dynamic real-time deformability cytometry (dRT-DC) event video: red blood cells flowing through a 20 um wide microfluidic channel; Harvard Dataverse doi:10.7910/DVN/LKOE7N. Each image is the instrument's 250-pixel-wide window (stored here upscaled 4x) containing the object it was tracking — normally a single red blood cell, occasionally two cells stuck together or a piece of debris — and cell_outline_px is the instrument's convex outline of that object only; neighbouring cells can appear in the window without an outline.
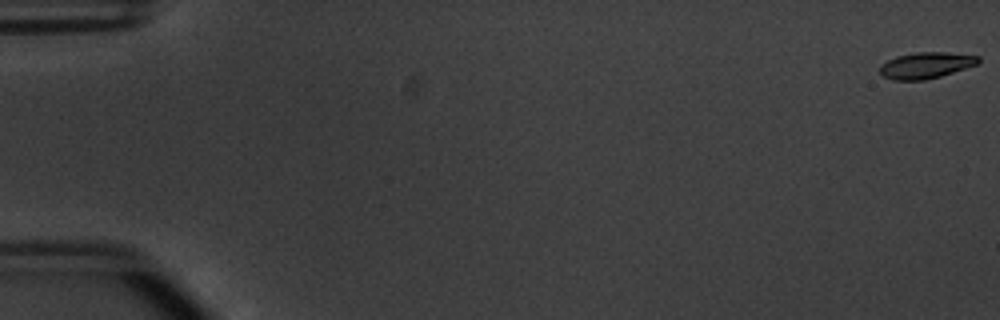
{"species": "common noctule bat (a hibernating species)", "species_latin": "Nyctalus noctula", "temperature_condition": "warm", "stored_images_in_passage": 54, "camera_frame_rate_fps": 3000, "um_per_image_px": 0.085, "animal": {"sex": "male", "body_mass_g": 20.1, "forearm_length_mm": 53.5}, "frame": {"image": 1, "passage_image": 1, "time_ms": 0.0, "image_size_px": [1000, 320], "cell_outline_px": [[980, 60], [976, 64], [940, 76], [924, 80], [892, 80], [884, 76], [880, 72], [880, 64], [896, 56], [916, 52], [944, 52], [980, 56]], "centroid_in_image_um": [78.67, 5.54], "position_along_channel_um": 6.3, "area_um2": 14.85}}
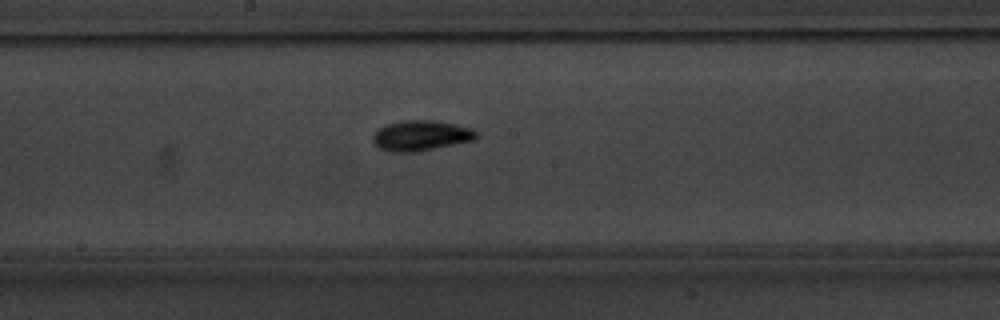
{"frame": {"image": 2, "passage_image": 30, "time_ms": 9.667, "image_size_px": [1000, 320], "cell_outline_px": [[480, 132], [476, 140], [416, 152], [392, 152], [380, 148], [372, 140], [372, 136], [380, 128], [388, 124], [400, 120], [436, 120], [456, 124], [472, 128]], "centroid_in_image_um": [35.85, 11.52], "position_along_channel_um": 212.4, "area_um2": 18.5}}
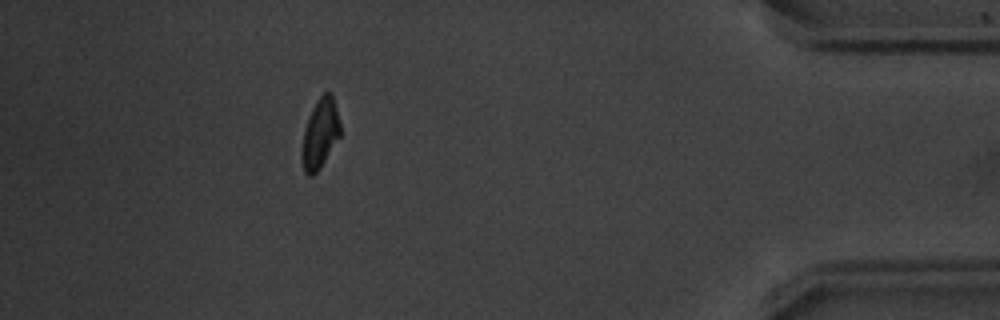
{"frame": {"image": 3, "passage_image": 49, "time_ms": 16.0, "image_size_px": [1000, 320], "cell_outline_px": [[340, 136], [320, 168], [312, 176], [308, 176], [304, 172], [304, 132], [312, 108], [316, 100], [324, 92], [332, 92], [340, 124]], "centroid_in_image_um": [27.25, 11.31], "position_along_channel_um": 407.9, "area_um2": 14.97}, "authors_computed_cell_mechanics": {"area_um2": 15.7794, "velocity_mm_per_s": 3.8231, "shape_relaxation_time_tau1_ms": 2.5638, "shape_relaxation_time_tau2_ms": 4.6901, "deformation_change_tau1": 0.1243, "deformation_change_tau2": 0.0913}}